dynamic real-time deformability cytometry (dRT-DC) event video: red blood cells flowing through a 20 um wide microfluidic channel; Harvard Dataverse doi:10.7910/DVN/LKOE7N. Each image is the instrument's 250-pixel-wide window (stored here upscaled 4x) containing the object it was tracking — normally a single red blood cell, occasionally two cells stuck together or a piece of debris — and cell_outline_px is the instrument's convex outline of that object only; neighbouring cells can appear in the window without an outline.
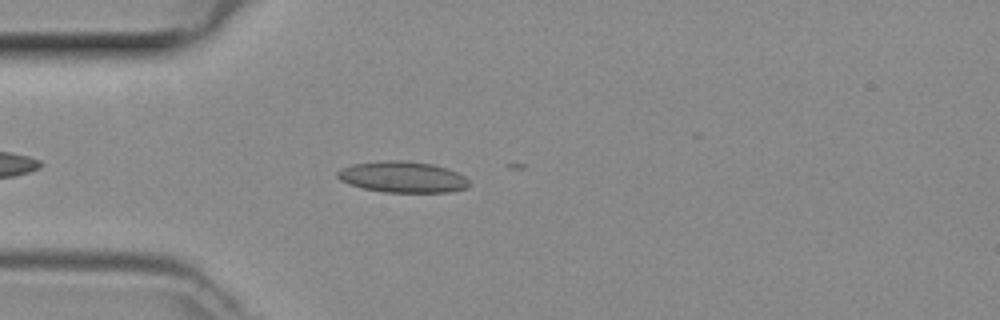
{"species": "common noctule bat (a hibernating species)", "species_latin": "Nyctalus noctula", "temperature_condition": "room temperature", "stored_images_in_passage": 5, "camera_frame_rate_fps": 3000, "um_per_image_px": 0.085, "animal": {"sex": "female", "body_mass_g": 29.2, "forearm_length_mm": 56.3}, "frame": {"image": 1, "passage_image": 4, "time_ms": 1.0, "image_size_px": [1000, 320], "cell_outline_px": [[468, 188], [448, 192], [384, 192], [364, 188], [348, 184], [340, 180], [336, 176], [336, 172], [340, 168], [352, 164], [388, 160], [400, 160], [432, 164], [456, 172], [464, 176], [468, 180]], "centroid_in_image_um": [34.18, 15.05], "position_along_channel_um": 50.8, "area_um2": 23.76}}